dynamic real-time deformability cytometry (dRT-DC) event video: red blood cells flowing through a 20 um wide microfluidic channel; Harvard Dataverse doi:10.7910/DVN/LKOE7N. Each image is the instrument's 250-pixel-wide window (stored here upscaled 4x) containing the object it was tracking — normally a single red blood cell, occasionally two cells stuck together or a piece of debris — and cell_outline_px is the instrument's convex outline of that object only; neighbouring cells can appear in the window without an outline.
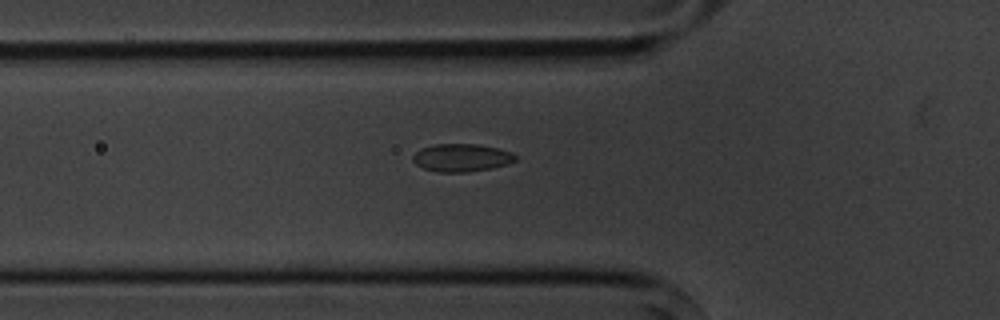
{"species": "common noctule bat (a hibernating species)", "species_latin": "Nyctalus noctula", "temperature_condition": "cold", "stored_images_in_passage": 6, "camera_frame_rate_fps": 3000, "um_per_image_px": 0.085, "animal": {"sex": "male", "body_mass_g": 20.1, "forearm_length_mm": 53.5}, "frame": {"image": 1, "passage_image": 6, "time_ms": 6.0, "image_size_px": [1000, 320], "cell_outline_px": [[516, 160], [508, 164], [492, 168], [468, 172], [436, 172], [424, 168], [416, 164], [412, 160], [412, 156], [420, 148], [432, 144], [476, 144], [496, 148], [512, 152], [516, 156]], "centroid_in_image_um": [39.21, 13.4], "position_along_channel_um": 86.6, "area_um2": 16.7}}